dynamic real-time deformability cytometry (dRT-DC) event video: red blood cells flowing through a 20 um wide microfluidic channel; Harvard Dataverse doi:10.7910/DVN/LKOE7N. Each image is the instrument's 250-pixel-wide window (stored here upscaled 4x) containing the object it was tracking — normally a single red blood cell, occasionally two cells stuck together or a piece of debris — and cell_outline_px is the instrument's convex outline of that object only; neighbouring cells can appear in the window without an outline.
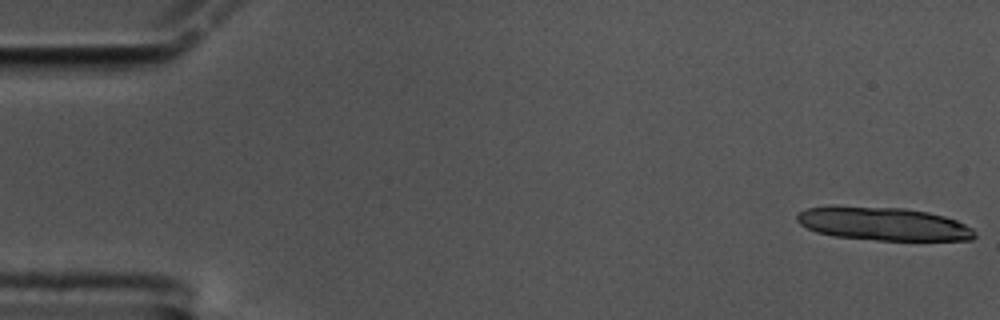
{"species": "common noctule bat (a hibernating species)", "species_latin": "Nyctalus noctula", "temperature_condition": "cold", "stored_images_in_passage": 14, "camera_frame_rate_fps": 3000, "um_per_image_px": 0.085, "animal": {"sex": "male", "body_mass_g": 17.5, "forearm_length_mm": 52.3}, "frame": {"image": 1, "passage_image": 1, "time_ms": 0.0, "image_size_px": [1000, 320], "cell_outline_px": [[976, 236], [972, 240], [876, 240], [832, 236], [816, 232], [800, 224], [796, 220], [796, 216], [800, 212], [808, 208], [904, 208], [928, 212], [944, 216], [956, 220], [972, 228]], "centroid_in_image_um": [75.14, 19.06], "position_along_channel_um": 9.9, "area_um2": 33.58}}